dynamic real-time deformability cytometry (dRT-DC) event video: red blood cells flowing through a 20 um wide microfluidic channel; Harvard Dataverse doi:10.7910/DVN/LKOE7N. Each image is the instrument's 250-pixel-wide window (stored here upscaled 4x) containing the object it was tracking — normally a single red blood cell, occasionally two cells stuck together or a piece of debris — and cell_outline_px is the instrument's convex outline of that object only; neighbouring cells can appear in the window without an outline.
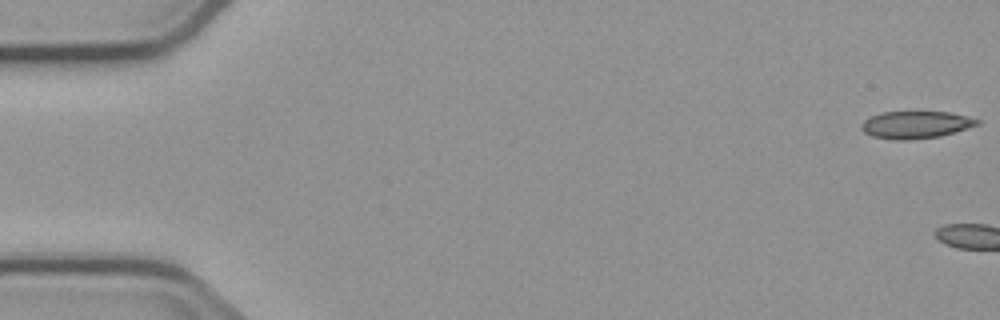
{"species": "common noctule bat (a hibernating species)", "species_latin": "Nyctalus noctula", "temperature_condition": "cold", "stored_images_in_passage": 4, "camera_frame_rate_fps": 3000, "um_per_image_px": 0.085, "animal": {"sex": "male", "body_mass_g": 23.1, "forearm_length_mm": 52.7}, "frame": {"image": 1, "passage_image": 1, "time_ms": 0.0, "image_size_px": [1000, 320], "cell_outline_px": [[980, 124], [956, 132], [940, 136], [908, 140], [896, 140], [872, 136], [864, 132], [860, 128], [860, 124], [864, 120], [880, 112], [948, 112], [968, 116], [980, 120]], "centroid_in_image_um": [77.84, 10.6], "position_along_channel_um": 7.2, "area_um2": 18.5}}
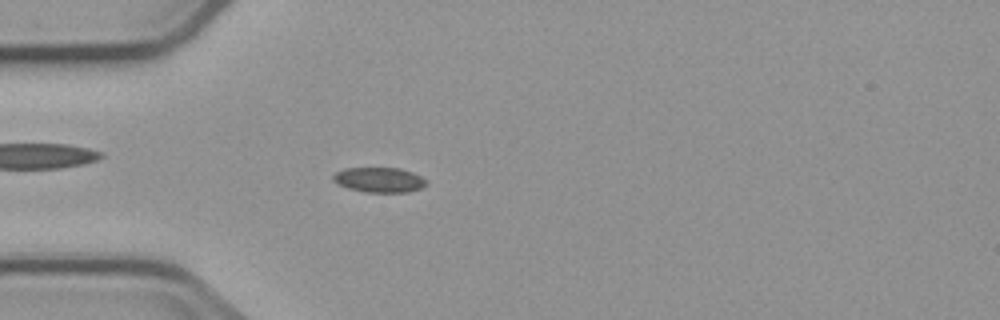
{"frame": {"image": 2, "passage_image": 4, "time_ms": 6.0, "image_size_px": [1000, 320], "cell_outline_px": [[428, 184], [420, 188], [408, 192], [364, 192], [348, 188], [336, 184], [332, 180], [332, 176], [336, 172], [344, 168], [400, 168], [412, 172], [428, 180]], "centroid_in_image_um": [32.22, 15.29], "position_along_channel_um": 52.8, "area_um2": 13.7}}